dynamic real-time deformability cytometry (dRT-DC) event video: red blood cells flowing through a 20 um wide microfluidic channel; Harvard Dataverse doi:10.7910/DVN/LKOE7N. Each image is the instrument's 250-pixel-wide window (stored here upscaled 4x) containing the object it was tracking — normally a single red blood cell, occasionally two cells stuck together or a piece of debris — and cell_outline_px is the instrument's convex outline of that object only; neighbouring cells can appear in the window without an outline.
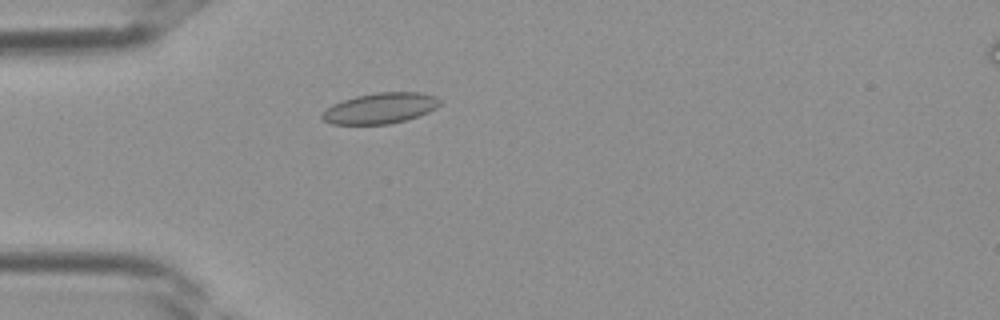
{"species": "Egyptian fruit bat (a non-hibernating species)", "species_latin": "Rousettus aegyptiacus", "temperature_condition": "room temperature", "stored_images_in_passage": 37, "camera_frame_rate_fps": 3000, "um_per_image_px": 0.085, "frame": {"image": 1, "passage_image": 10, "time_ms": 3.0, "image_size_px": [1000, 320], "cell_outline_px": [[440, 104], [436, 108], [428, 112], [404, 120], [388, 124], [332, 124], [324, 120], [320, 116], [332, 104], [356, 96], [376, 92], [420, 92], [436, 96], [440, 100]], "centroid_in_image_um": [32.33, 9.19], "position_along_channel_um": 52.7, "area_um2": 20.87}}
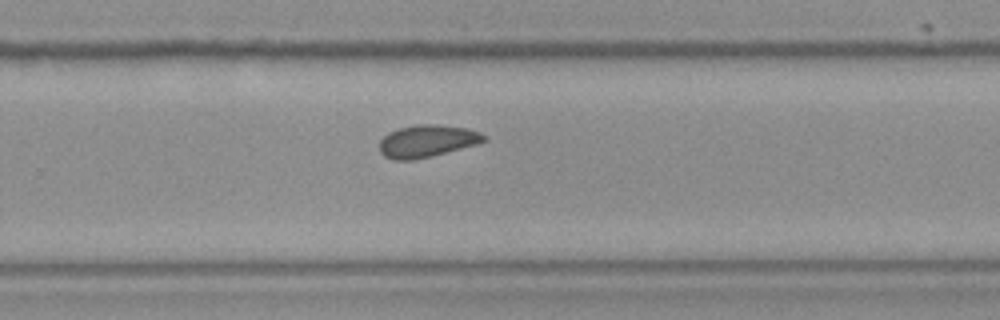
{"frame": {"image": 2, "passage_image": 24, "time_ms": 7.667, "image_size_px": [1000, 320], "cell_outline_px": [[488, 140], [476, 144], [432, 156], [412, 160], [392, 160], [384, 156], [380, 152], [380, 140], [388, 132], [400, 128], [416, 124], [436, 124], [468, 128], [480, 132], [488, 136]], "centroid_in_image_um": [36.31, 11.98], "position_along_channel_um": 293.5, "area_um2": 19.77}}
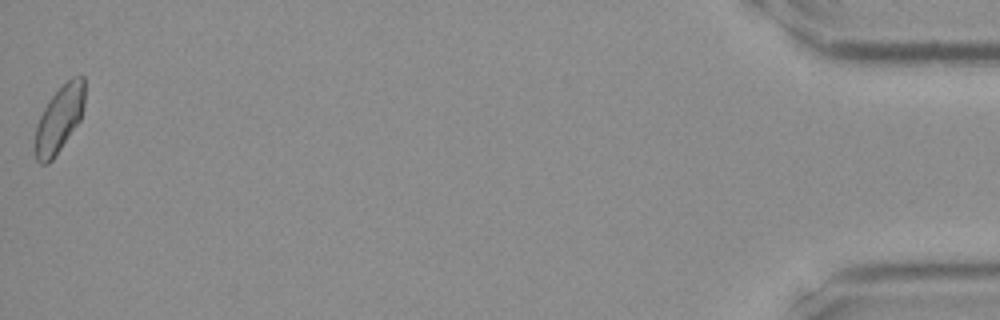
{"frame": {"image": 3, "passage_image": 37, "time_ms": 12.0, "image_size_px": [1000, 320], "cell_outline_px": [[84, 104], [80, 120], [56, 156], [48, 164], [40, 164], [36, 160], [32, 148], [36, 124], [44, 108], [52, 96], [72, 76], [80, 72], [84, 76]], "centroid_in_image_um": [5.01, 10.16], "position_along_channel_um": 430.2, "area_um2": 19.65}}